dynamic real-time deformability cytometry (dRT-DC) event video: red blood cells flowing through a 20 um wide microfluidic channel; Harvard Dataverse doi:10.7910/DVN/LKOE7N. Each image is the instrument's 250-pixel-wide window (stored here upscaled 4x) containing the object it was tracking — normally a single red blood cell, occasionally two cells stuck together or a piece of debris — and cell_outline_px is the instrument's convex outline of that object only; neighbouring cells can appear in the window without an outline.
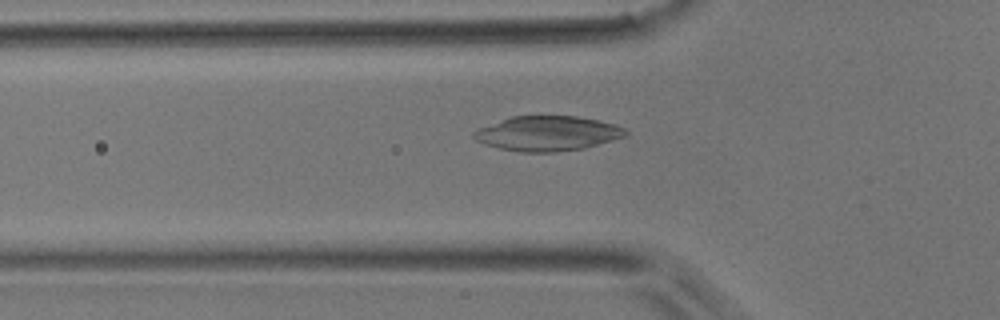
{"species": "common noctule bat (a hibernating species)", "species_latin": "Nyctalus noctula", "temperature_condition": "room temperature", "stored_images_in_passage": 38, "camera_frame_rate_fps": 3000, "um_per_image_px": 0.085, "animal": {"sex": "male", "body_mass_g": 17.9}, "frame": {"image": 1, "passage_image": 5, "time_ms": 1.333, "image_size_px": [1000, 320], "cell_outline_px": [[628, 132], [624, 136], [584, 148], [556, 152], [520, 152], [500, 148], [484, 144], [476, 140], [472, 136], [472, 132], [480, 128], [512, 116], [576, 116], [600, 120], [624, 128]], "centroid_in_image_um": [46.52, 11.34], "position_along_channel_um": 79.3, "area_um2": 30.46}}
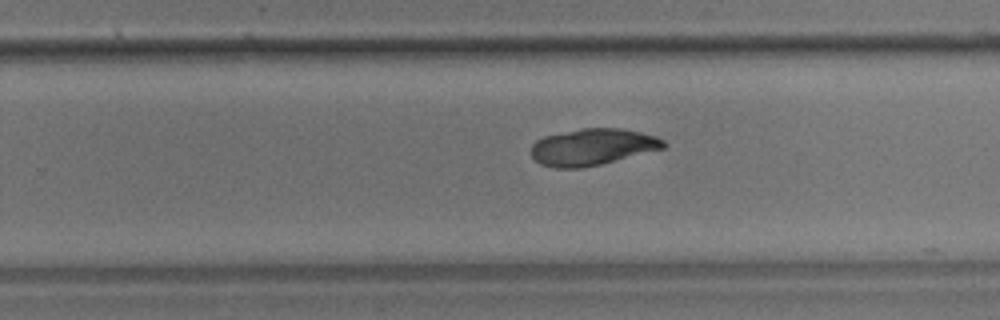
{"frame": {"image": 2, "passage_image": 20, "time_ms": 6.333, "image_size_px": [1000, 320], "cell_outline_px": [[668, 144], [664, 148], [600, 164], [580, 168], [556, 168], [540, 164], [532, 156], [532, 144], [536, 140], [544, 136], [580, 128], [620, 128], [640, 132], [656, 136], [664, 140]], "centroid_in_image_um": [50.36, 12.48], "position_along_channel_um": 279.4, "area_um2": 28.15}}
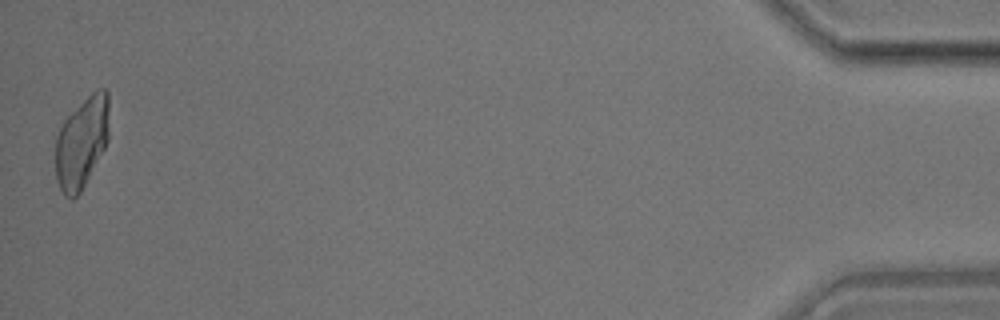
{"frame": {"image": 3, "passage_image": 38, "time_ms": 12.333, "image_size_px": [1000, 320], "cell_outline_px": [[108, 140], [104, 148], [80, 192], [72, 200], [64, 196], [60, 188], [56, 176], [56, 136], [64, 120], [96, 88], [104, 88], [108, 92]], "centroid_in_image_um": [6.94, 12.1], "position_along_channel_um": 428.3, "area_um2": 28.09}}